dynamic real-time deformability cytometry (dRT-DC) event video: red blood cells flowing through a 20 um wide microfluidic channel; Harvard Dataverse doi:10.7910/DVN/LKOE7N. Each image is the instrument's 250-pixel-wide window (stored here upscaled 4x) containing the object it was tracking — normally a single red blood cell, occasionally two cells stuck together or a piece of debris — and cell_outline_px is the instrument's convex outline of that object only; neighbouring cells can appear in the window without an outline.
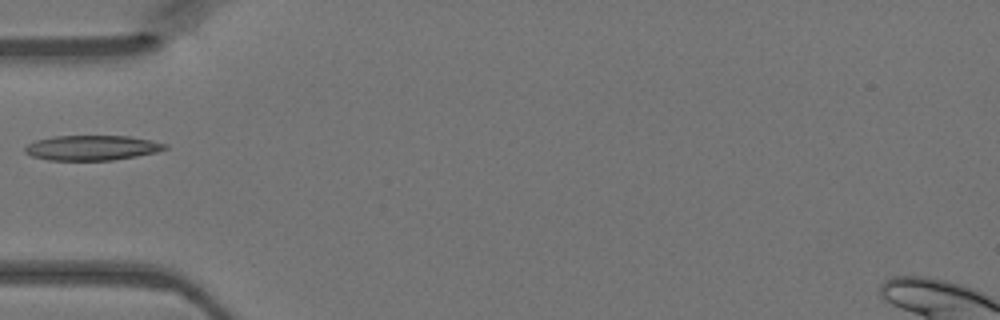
{"species": "Egyptian fruit bat (a non-hibernating species)", "species_latin": "Rousettus aegyptiacus", "temperature_condition": "warm", "stored_images_in_passage": 19, "camera_frame_rate_fps": 3000, "um_per_image_px": 0.085, "animal": {"sex": "female"}, "frame": {"image": 1, "passage_image": 1, "time_ms": 0.0, "image_size_px": [1000, 320], "cell_outline_px": [[168, 148], [156, 152], [136, 156], [112, 160], [48, 160], [32, 156], [24, 152], [24, 148], [28, 144], [36, 140], [56, 136], [128, 136], [152, 140], [168, 144]], "centroid_in_image_um": [7.83, 12.56], "position_along_channel_um": 77.2, "area_um2": 20.35}}
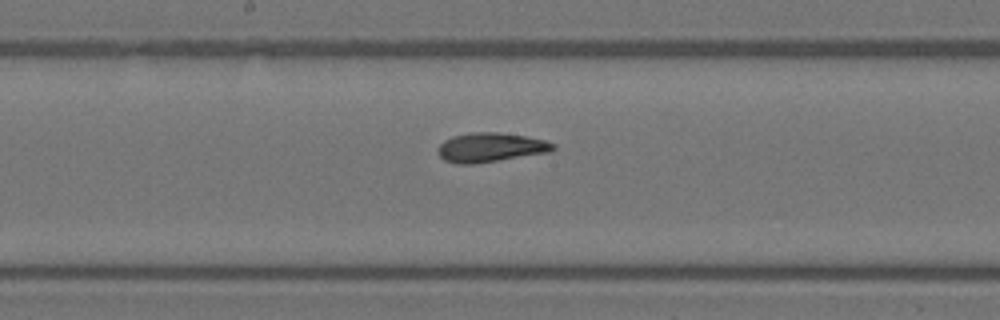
{"frame": {"image": 2, "passage_image": 10, "time_ms": 3.0, "image_size_px": [1000, 320], "cell_outline_px": [[556, 148], [552, 152], [472, 164], [456, 164], [444, 160], [436, 152], [436, 148], [444, 140], [452, 136], [468, 132], [500, 132], [524, 136], [544, 140], [556, 144]], "centroid_in_image_um": [41.67, 12.53], "position_along_channel_um": 206.5, "area_um2": 19.88}}
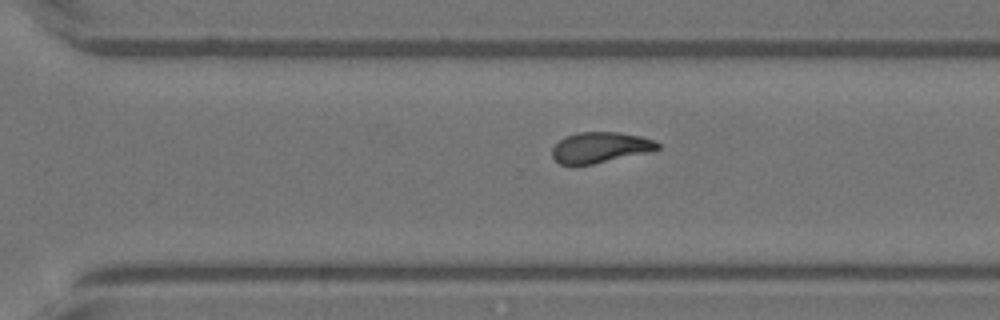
{"frame": {"image": 3, "passage_image": 18, "time_ms": 5.667, "image_size_px": [1000, 320], "cell_outline_px": [[660, 148], [656, 152], [592, 164], [560, 164], [552, 156], [552, 148], [564, 136], [580, 132], [620, 132], [640, 136], [652, 140], [660, 144]], "centroid_in_image_um": [51.08, 12.53], "position_along_channel_um": 319.5, "area_um2": 19.07}}